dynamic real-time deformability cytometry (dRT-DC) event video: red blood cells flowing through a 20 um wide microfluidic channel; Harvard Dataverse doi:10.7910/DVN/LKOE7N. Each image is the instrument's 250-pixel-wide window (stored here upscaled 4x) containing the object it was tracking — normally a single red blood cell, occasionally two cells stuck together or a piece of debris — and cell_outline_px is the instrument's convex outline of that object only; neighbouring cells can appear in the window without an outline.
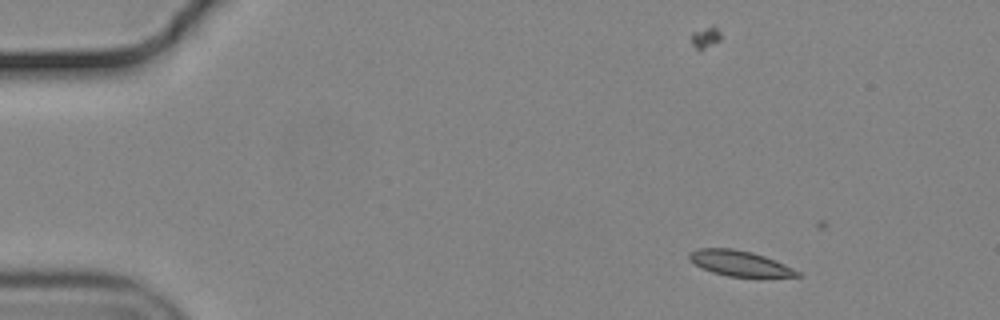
{"species": "common noctule bat (a hibernating species)", "species_latin": "Nyctalus noctula", "temperature_condition": "cold", "stored_images_in_passage": 16, "camera_frame_rate_fps": 3000, "um_per_image_px": 0.085, "animal": {"sex": "male", "body_mass_g": 19.2, "forearm_length_mm": 51.8}, "frame": {"image": 1, "passage_image": 7, "time_ms": 2.0, "image_size_px": [1000, 320], "cell_outline_px": [[800, 276], [728, 276], [712, 272], [688, 260], [688, 252], [700, 248], [732, 248], [752, 252], [764, 256], [784, 264], [800, 272]], "centroid_in_image_um": [62.81, 22.36], "position_along_channel_um": 22.2, "area_um2": 15.66}}